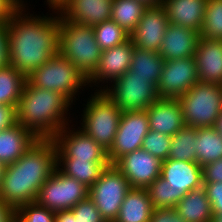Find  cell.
Listing matches in <instances>:
<instances>
[{
	"instance_id": "obj_1",
	"label": "cell",
	"mask_w": 222,
	"mask_h": 222,
	"mask_svg": "<svg viewBox=\"0 0 222 222\" xmlns=\"http://www.w3.org/2000/svg\"><path fill=\"white\" fill-rule=\"evenodd\" d=\"M24 8L21 5L10 16L6 27L8 63L27 77L59 53L60 16H27Z\"/></svg>"
},
{
	"instance_id": "obj_2",
	"label": "cell",
	"mask_w": 222,
	"mask_h": 222,
	"mask_svg": "<svg viewBox=\"0 0 222 222\" xmlns=\"http://www.w3.org/2000/svg\"><path fill=\"white\" fill-rule=\"evenodd\" d=\"M57 168L53 139H37L15 162L6 165L0 188V200L14 211L35 202L41 186Z\"/></svg>"
},
{
	"instance_id": "obj_3",
	"label": "cell",
	"mask_w": 222,
	"mask_h": 222,
	"mask_svg": "<svg viewBox=\"0 0 222 222\" xmlns=\"http://www.w3.org/2000/svg\"><path fill=\"white\" fill-rule=\"evenodd\" d=\"M70 105L64 95L35 87L26 80L16 108V122L38 139H52L68 125L64 114Z\"/></svg>"
},
{
	"instance_id": "obj_4",
	"label": "cell",
	"mask_w": 222,
	"mask_h": 222,
	"mask_svg": "<svg viewBox=\"0 0 222 222\" xmlns=\"http://www.w3.org/2000/svg\"><path fill=\"white\" fill-rule=\"evenodd\" d=\"M59 54L88 79L97 69L102 54L93 26L76 24L60 16Z\"/></svg>"
},
{
	"instance_id": "obj_5",
	"label": "cell",
	"mask_w": 222,
	"mask_h": 222,
	"mask_svg": "<svg viewBox=\"0 0 222 222\" xmlns=\"http://www.w3.org/2000/svg\"><path fill=\"white\" fill-rule=\"evenodd\" d=\"M26 80L35 87L64 95L71 103L79 88L88 84V79L76 66L59 53L32 71Z\"/></svg>"
},
{
	"instance_id": "obj_6",
	"label": "cell",
	"mask_w": 222,
	"mask_h": 222,
	"mask_svg": "<svg viewBox=\"0 0 222 222\" xmlns=\"http://www.w3.org/2000/svg\"><path fill=\"white\" fill-rule=\"evenodd\" d=\"M178 100L186 126L214 127L222 111V85L197 82Z\"/></svg>"
},
{
	"instance_id": "obj_7",
	"label": "cell",
	"mask_w": 222,
	"mask_h": 222,
	"mask_svg": "<svg viewBox=\"0 0 222 222\" xmlns=\"http://www.w3.org/2000/svg\"><path fill=\"white\" fill-rule=\"evenodd\" d=\"M94 95L84 108L80 129L108 151L114 142L123 112L103 91L98 90Z\"/></svg>"
},
{
	"instance_id": "obj_8",
	"label": "cell",
	"mask_w": 222,
	"mask_h": 222,
	"mask_svg": "<svg viewBox=\"0 0 222 222\" xmlns=\"http://www.w3.org/2000/svg\"><path fill=\"white\" fill-rule=\"evenodd\" d=\"M130 189L131 186L123 173L110 164L89 188L88 197L94 202L106 222H114Z\"/></svg>"
},
{
	"instance_id": "obj_9",
	"label": "cell",
	"mask_w": 222,
	"mask_h": 222,
	"mask_svg": "<svg viewBox=\"0 0 222 222\" xmlns=\"http://www.w3.org/2000/svg\"><path fill=\"white\" fill-rule=\"evenodd\" d=\"M111 89L103 91L122 112L146 110L159 99L157 88L141 76H132L128 70L121 77L113 80ZM114 87V88H113Z\"/></svg>"
},
{
	"instance_id": "obj_10",
	"label": "cell",
	"mask_w": 222,
	"mask_h": 222,
	"mask_svg": "<svg viewBox=\"0 0 222 222\" xmlns=\"http://www.w3.org/2000/svg\"><path fill=\"white\" fill-rule=\"evenodd\" d=\"M88 194L89 188L56 168L39 189L35 202L56 212L73 208L79 201L86 199Z\"/></svg>"
},
{
	"instance_id": "obj_11",
	"label": "cell",
	"mask_w": 222,
	"mask_h": 222,
	"mask_svg": "<svg viewBox=\"0 0 222 222\" xmlns=\"http://www.w3.org/2000/svg\"><path fill=\"white\" fill-rule=\"evenodd\" d=\"M149 130L146 110L123 112L114 142L107 151L110 164H114L123 155L140 149Z\"/></svg>"
},
{
	"instance_id": "obj_12",
	"label": "cell",
	"mask_w": 222,
	"mask_h": 222,
	"mask_svg": "<svg viewBox=\"0 0 222 222\" xmlns=\"http://www.w3.org/2000/svg\"><path fill=\"white\" fill-rule=\"evenodd\" d=\"M199 82L195 57L165 61L157 92L159 98L178 99Z\"/></svg>"
},
{
	"instance_id": "obj_13",
	"label": "cell",
	"mask_w": 222,
	"mask_h": 222,
	"mask_svg": "<svg viewBox=\"0 0 222 222\" xmlns=\"http://www.w3.org/2000/svg\"><path fill=\"white\" fill-rule=\"evenodd\" d=\"M69 132L65 126L52 138L56 145L57 159L109 161L107 150L84 131L80 129Z\"/></svg>"
},
{
	"instance_id": "obj_14",
	"label": "cell",
	"mask_w": 222,
	"mask_h": 222,
	"mask_svg": "<svg viewBox=\"0 0 222 222\" xmlns=\"http://www.w3.org/2000/svg\"><path fill=\"white\" fill-rule=\"evenodd\" d=\"M162 162L140 148L123 155L113 165L123 173L131 188H147L161 176Z\"/></svg>"
},
{
	"instance_id": "obj_15",
	"label": "cell",
	"mask_w": 222,
	"mask_h": 222,
	"mask_svg": "<svg viewBox=\"0 0 222 222\" xmlns=\"http://www.w3.org/2000/svg\"><path fill=\"white\" fill-rule=\"evenodd\" d=\"M161 177L174 190V207L188 192L203 186L202 167L197 162L167 159L162 162Z\"/></svg>"
},
{
	"instance_id": "obj_16",
	"label": "cell",
	"mask_w": 222,
	"mask_h": 222,
	"mask_svg": "<svg viewBox=\"0 0 222 222\" xmlns=\"http://www.w3.org/2000/svg\"><path fill=\"white\" fill-rule=\"evenodd\" d=\"M168 24L165 8L161 4L149 6L130 34V39L136 48L158 52Z\"/></svg>"
},
{
	"instance_id": "obj_17",
	"label": "cell",
	"mask_w": 222,
	"mask_h": 222,
	"mask_svg": "<svg viewBox=\"0 0 222 222\" xmlns=\"http://www.w3.org/2000/svg\"><path fill=\"white\" fill-rule=\"evenodd\" d=\"M112 3L113 0H66L58 12L76 24L95 26L111 19Z\"/></svg>"
},
{
	"instance_id": "obj_18",
	"label": "cell",
	"mask_w": 222,
	"mask_h": 222,
	"mask_svg": "<svg viewBox=\"0 0 222 222\" xmlns=\"http://www.w3.org/2000/svg\"><path fill=\"white\" fill-rule=\"evenodd\" d=\"M200 37L193 29L169 23L158 53L165 61L194 57Z\"/></svg>"
},
{
	"instance_id": "obj_19",
	"label": "cell",
	"mask_w": 222,
	"mask_h": 222,
	"mask_svg": "<svg viewBox=\"0 0 222 222\" xmlns=\"http://www.w3.org/2000/svg\"><path fill=\"white\" fill-rule=\"evenodd\" d=\"M135 46L131 39L111 49L102 51L101 58L95 72L88 78V84L98 80H116L130 69L132 53ZM104 79V80H103Z\"/></svg>"
},
{
	"instance_id": "obj_20",
	"label": "cell",
	"mask_w": 222,
	"mask_h": 222,
	"mask_svg": "<svg viewBox=\"0 0 222 222\" xmlns=\"http://www.w3.org/2000/svg\"><path fill=\"white\" fill-rule=\"evenodd\" d=\"M149 129L173 136L185 126L183 111L178 99L159 98L147 109Z\"/></svg>"
},
{
	"instance_id": "obj_21",
	"label": "cell",
	"mask_w": 222,
	"mask_h": 222,
	"mask_svg": "<svg viewBox=\"0 0 222 222\" xmlns=\"http://www.w3.org/2000/svg\"><path fill=\"white\" fill-rule=\"evenodd\" d=\"M194 57L199 82L222 85V40L200 37Z\"/></svg>"
},
{
	"instance_id": "obj_22",
	"label": "cell",
	"mask_w": 222,
	"mask_h": 222,
	"mask_svg": "<svg viewBox=\"0 0 222 222\" xmlns=\"http://www.w3.org/2000/svg\"><path fill=\"white\" fill-rule=\"evenodd\" d=\"M207 0H163L168 23L193 29L200 33Z\"/></svg>"
},
{
	"instance_id": "obj_23",
	"label": "cell",
	"mask_w": 222,
	"mask_h": 222,
	"mask_svg": "<svg viewBox=\"0 0 222 222\" xmlns=\"http://www.w3.org/2000/svg\"><path fill=\"white\" fill-rule=\"evenodd\" d=\"M38 138L19 123L0 131V162L15 163Z\"/></svg>"
},
{
	"instance_id": "obj_24",
	"label": "cell",
	"mask_w": 222,
	"mask_h": 222,
	"mask_svg": "<svg viewBox=\"0 0 222 222\" xmlns=\"http://www.w3.org/2000/svg\"><path fill=\"white\" fill-rule=\"evenodd\" d=\"M153 207L146 188H131L114 222H149Z\"/></svg>"
},
{
	"instance_id": "obj_25",
	"label": "cell",
	"mask_w": 222,
	"mask_h": 222,
	"mask_svg": "<svg viewBox=\"0 0 222 222\" xmlns=\"http://www.w3.org/2000/svg\"><path fill=\"white\" fill-rule=\"evenodd\" d=\"M174 209L186 222H212L213 219L211 204L203 186L188 192Z\"/></svg>"
},
{
	"instance_id": "obj_26",
	"label": "cell",
	"mask_w": 222,
	"mask_h": 222,
	"mask_svg": "<svg viewBox=\"0 0 222 222\" xmlns=\"http://www.w3.org/2000/svg\"><path fill=\"white\" fill-rule=\"evenodd\" d=\"M61 162L64 165H62L64 169L60 168ZM109 165V161L57 159V168L61 173L78 180L87 188H90L100 178L102 172Z\"/></svg>"
},
{
	"instance_id": "obj_27",
	"label": "cell",
	"mask_w": 222,
	"mask_h": 222,
	"mask_svg": "<svg viewBox=\"0 0 222 222\" xmlns=\"http://www.w3.org/2000/svg\"><path fill=\"white\" fill-rule=\"evenodd\" d=\"M165 60L158 52L134 48L129 71L132 76H141L157 88Z\"/></svg>"
},
{
	"instance_id": "obj_28",
	"label": "cell",
	"mask_w": 222,
	"mask_h": 222,
	"mask_svg": "<svg viewBox=\"0 0 222 222\" xmlns=\"http://www.w3.org/2000/svg\"><path fill=\"white\" fill-rule=\"evenodd\" d=\"M195 150L201 167L219 160L222 158V135L214 127H198Z\"/></svg>"
},
{
	"instance_id": "obj_29",
	"label": "cell",
	"mask_w": 222,
	"mask_h": 222,
	"mask_svg": "<svg viewBox=\"0 0 222 222\" xmlns=\"http://www.w3.org/2000/svg\"><path fill=\"white\" fill-rule=\"evenodd\" d=\"M148 7L139 0H113L111 19L131 34Z\"/></svg>"
},
{
	"instance_id": "obj_30",
	"label": "cell",
	"mask_w": 222,
	"mask_h": 222,
	"mask_svg": "<svg viewBox=\"0 0 222 222\" xmlns=\"http://www.w3.org/2000/svg\"><path fill=\"white\" fill-rule=\"evenodd\" d=\"M26 76L9 64L0 68V104L17 108Z\"/></svg>"
},
{
	"instance_id": "obj_31",
	"label": "cell",
	"mask_w": 222,
	"mask_h": 222,
	"mask_svg": "<svg viewBox=\"0 0 222 222\" xmlns=\"http://www.w3.org/2000/svg\"><path fill=\"white\" fill-rule=\"evenodd\" d=\"M196 135L197 128L185 125L171 136L168 159L197 162Z\"/></svg>"
},
{
	"instance_id": "obj_32",
	"label": "cell",
	"mask_w": 222,
	"mask_h": 222,
	"mask_svg": "<svg viewBox=\"0 0 222 222\" xmlns=\"http://www.w3.org/2000/svg\"><path fill=\"white\" fill-rule=\"evenodd\" d=\"M93 28L95 39L102 51L123 44L130 39V34L112 19L101 22Z\"/></svg>"
},
{
	"instance_id": "obj_33",
	"label": "cell",
	"mask_w": 222,
	"mask_h": 222,
	"mask_svg": "<svg viewBox=\"0 0 222 222\" xmlns=\"http://www.w3.org/2000/svg\"><path fill=\"white\" fill-rule=\"evenodd\" d=\"M201 38L222 40V0H207Z\"/></svg>"
},
{
	"instance_id": "obj_34",
	"label": "cell",
	"mask_w": 222,
	"mask_h": 222,
	"mask_svg": "<svg viewBox=\"0 0 222 222\" xmlns=\"http://www.w3.org/2000/svg\"><path fill=\"white\" fill-rule=\"evenodd\" d=\"M153 209L174 208V190L161 176L147 188Z\"/></svg>"
},
{
	"instance_id": "obj_35",
	"label": "cell",
	"mask_w": 222,
	"mask_h": 222,
	"mask_svg": "<svg viewBox=\"0 0 222 222\" xmlns=\"http://www.w3.org/2000/svg\"><path fill=\"white\" fill-rule=\"evenodd\" d=\"M55 212L36 202L24 204L15 210L14 222H54Z\"/></svg>"
},
{
	"instance_id": "obj_36",
	"label": "cell",
	"mask_w": 222,
	"mask_h": 222,
	"mask_svg": "<svg viewBox=\"0 0 222 222\" xmlns=\"http://www.w3.org/2000/svg\"><path fill=\"white\" fill-rule=\"evenodd\" d=\"M170 144V135L149 130L142 142L141 148L161 161H165L168 159Z\"/></svg>"
},
{
	"instance_id": "obj_37",
	"label": "cell",
	"mask_w": 222,
	"mask_h": 222,
	"mask_svg": "<svg viewBox=\"0 0 222 222\" xmlns=\"http://www.w3.org/2000/svg\"><path fill=\"white\" fill-rule=\"evenodd\" d=\"M71 210L78 222H106L89 197L79 201Z\"/></svg>"
},
{
	"instance_id": "obj_38",
	"label": "cell",
	"mask_w": 222,
	"mask_h": 222,
	"mask_svg": "<svg viewBox=\"0 0 222 222\" xmlns=\"http://www.w3.org/2000/svg\"><path fill=\"white\" fill-rule=\"evenodd\" d=\"M207 198L210 201L212 214L222 213V183H203Z\"/></svg>"
},
{
	"instance_id": "obj_39",
	"label": "cell",
	"mask_w": 222,
	"mask_h": 222,
	"mask_svg": "<svg viewBox=\"0 0 222 222\" xmlns=\"http://www.w3.org/2000/svg\"><path fill=\"white\" fill-rule=\"evenodd\" d=\"M203 183H222V158L202 167Z\"/></svg>"
},
{
	"instance_id": "obj_40",
	"label": "cell",
	"mask_w": 222,
	"mask_h": 222,
	"mask_svg": "<svg viewBox=\"0 0 222 222\" xmlns=\"http://www.w3.org/2000/svg\"><path fill=\"white\" fill-rule=\"evenodd\" d=\"M149 222H186L174 208H158L153 209Z\"/></svg>"
},
{
	"instance_id": "obj_41",
	"label": "cell",
	"mask_w": 222,
	"mask_h": 222,
	"mask_svg": "<svg viewBox=\"0 0 222 222\" xmlns=\"http://www.w3.org/2000/svg\"><path fill=\"white\" fill-rule=\"evenodd\" d=\"M16 123V108L0 104V131Z\"/></svg>"
},
{
	"instance_id": "obj_42",
	"label": "cell",
	"mask_w": 222,
	"mask_h": 222,
	"mask_svg": "<svg viewBox=\"0 0 222 222\" xmlns=\"http://www.w3.org/2000/svg\"><path fill=\"white\" fill-rule=\"evenodd\" d=\"M20 0H0V22H7L10 16L21 6Z\"/></svg>"
},
{
	"instance_id": "obj_43",
	"label": "cell",
	"mask_w": 222,
	"mask_h": 222,
	"mask_svg": "<svg viewBox=\"0 0 222 222\" xmlns=\"http://www.w3.org/2000/svg\"><path fill=\"white\" fill-rule=\"evenodd\" d=\"M8 63V39L6 22H0V68Z\"/></svg>"
},
{
	"instance_id": "obj_44",
	"label": "cell",
	"mask_w": 222,
	"mask_h": 222,
	"mask_svg": "<svg viewBox=\"0 0 222 222\" xmlns=\"http://www.w3.org/2000/svg\"><path fill=\"white\" fill-rule=\"evenodd\" d=\"M15 211L0 200V222H14Z\"/></svg>"
},
{
	"instance_id": "obj_45",
	"label": "cell",
	"mask_w": 222,
	"mask_h": 222,
	"mask_svg": "<svg viewBox=\"0 0 222 222\" xmlns=\"http://www.w3.org/2000/svg\"><path fill=\"white\" fill-rule=\"evenodd\" d=\"M54 222H78L71 209L61 210L55 212Z\"/></svg>"
},
{
	"instance_id": "obj_46",
	"label": "cell",
	"mask_w": 222,
	"mask_h": 222,
	"mask_svg": "<svg viewBox=\"0 0 222 222\" xmlns=\"http://www.w3.org/2000/svg\"><path fill=\"white\" fill-rule=\"evenodd\" d=\"M66 0H47L50 8L58 10Z\"/></svg>"
},
{
	"instance_id": "obj_47",
	"label": "cell",
	"mask_w": 222,
	"mask_h": 222,
	"mask_svg": "<svg viewBox=\"0 0 222 222\" xmlns=\"http://www.w3.org/2000/svg\"><path fill=\"white\" fill-rule=\"evenodd\" d=\"M214 128L220 135H222V111L216 120Z\"/></svg>"
},
{
	"instance_id": "obj_48",
	"label": "cell",
	"mask_w": 222,
	"mask_h": 222,
	"mask_svg": "<svg viewBox=\"0 0 222 222\" xmlns=\"http://www.w3.org/2000/svg\"><path fill=\"white\" fill-rule=\"evenodd\" d=\"M144 2L147 6H158L162 4L163 0H139Z\"/></svg>"
},
{
	"instance_id": "obj_49",
	"label": "cell",
	"mask_w": 222,
	"mask_h": 222,
	"mask_svg": "<svg viewBox=\"0 0 222 222\" xmlns=\"http://www.w3.org/2000/svg\"><path fill=\"white\" fill-rule=\"evenodd\" d=\"M5 168H6V165L0 162V188H1L3 176L5 173Z\"/></svg>"
},
{
	"instance_id": "obj_50",
	"label": "cell",
	"mask_w": 222,
	"mask_h": 222,
	"mask_svg": "<svg viewBox=\"0 0 222 222\" xmlns=\"http://www.w3.org/2000/svg\"><path fill=\"white\" fill-rule=\"evenodd\" d=\"M212 222H222V213L213 215Z\"/></svg>"
}]
</instances>
